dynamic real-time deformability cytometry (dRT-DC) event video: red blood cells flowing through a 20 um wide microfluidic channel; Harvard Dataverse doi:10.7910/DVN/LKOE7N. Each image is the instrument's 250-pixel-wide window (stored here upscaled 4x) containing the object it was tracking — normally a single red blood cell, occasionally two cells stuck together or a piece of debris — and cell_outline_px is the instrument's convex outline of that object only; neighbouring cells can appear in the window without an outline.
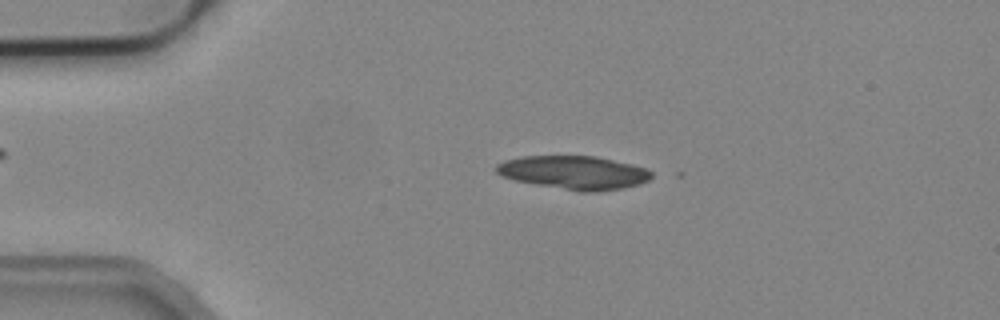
{"species": "common noctule bat (a hibernating species)", "species_latin": "Nyctalus noctula", "temperature_condition": "cold", "stored_images_in_passage": 16, "camera_frame_rate_fps": 3000, "um_per_image_px": 0.085, "animal": {"sex": "male", "body_mass_g": 19.2, "forearm_length_mm": 51.8}, "frame": {"image": 1, "passage_image": 11, "time_ms": 3.333, "image_size_px": [1000, 320], "cell_outline_px": [[652, 176], [648, 180], [640, 184], [624, 188], [596, 192], [580, 192], [512, 180], [500, 176], [496, 172], [496, 164], [504, 160], [524, 156], [596, 156], [632, 164], [648, 168], [652, 172]], "centroid_in_image_um": [48.79, 14.67], "position_along_channel_um": 36.2, "area_um2": 30.58}}